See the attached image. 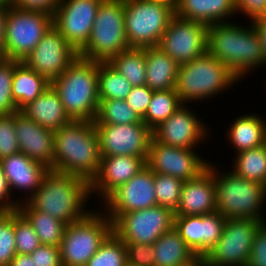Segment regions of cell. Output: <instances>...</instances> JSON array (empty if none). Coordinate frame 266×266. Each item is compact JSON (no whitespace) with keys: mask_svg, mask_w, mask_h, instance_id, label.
Instances as JSON below:
<instances>
[{"mask_svg":"<svg viewBox=\"0 0 266 266\" xmlns=\"http://www.w3.org/2000/svg\"><path fill=\"white\" fill-rule=\"evenodd\" d=\"M207 52L224 63L240 80L256 68L266 67L262 45L251 23L248 27L236 21L208 25Z\"/></svg>","mask_w":266,"mask_h":266,"instance_id":"cell-1","label":"cell"},{"mask_svg":"<svg viewBox=\"0 0 266 266\" xmlns=\"http://www.w3.org/2000/svg\"><path fill=\"white\" fill-rule=\"evenodd\" d=\"M53 171L72 174L89 183L101 163L99 138L94 121H70L54 131Z\"/></svg>","mask_w":266,"mask_h":266,"instance_id":"cell-2","label":"cell"},{"mask_svg":"<svg viewBox=\"0 0 266 266\" xmlns=\"http://www.w3.org/2000/svg\"><path fill=\"white\" fill-rule=\"evenodd\" d=\"M89 198L90 184L87 180L50 170L27 202L35 210L69 225L83 219L91 211L85 207Z\"/></svg>","mask_w":266,"mask_h":266,"instance_id":"cell-3","label":"cell"},{"mask_svg":"<svg viewBox=\"0 0 266 266\" xmlns=\"http://www.w3.org/2000/svg\"><path fill=\"white\" fill-rule=\"evenodd\" d=\"M51 86L58 93L68 117L94 121L99 109L98 62L78 56Z\"/></svg>","mask_w":266,"mask_h":266,"instance_id":"cell-4","label":"cell"},{"mask_svg":"<svg viewBox=\"0 0 266 266\" xmlns=\"http://www.w3.org/2000/svg\"><path fill=\"white\" fill-rule=\"evenodd\" d=\"M217 168V164L209 163L208 169L215 178L216 212L225 219L266 222V210L263 209L266 204V186L243 179L231 170L220 173Z\"/></svg>","mask_w":266,"mask_h":266,"instance_id":"cell-5","label":"cell"},{"mask_svg":"<svg viewBox=\"0 0 266 266\" xmlns=\"http://www.w3.org/2000/svg\"><path fill=\"white\" fill-rule=\"evenodd\" d=\"M239 81L241 82L224 63L206 52L179 65L174 90L182 104L190 105L195 101L198 103L216 97Z\"/></svg>","mask_w":266,"mask_h":266,"instance_id":"cell-6","label":"cell"},{"mask_svg":"<svg viewBox=\"0 0 266 266\" xmlns=\"http://www.w3.org/2000/svg\"><path fill=\"white\" fill-rule=\"evenodd\" d=\"M128 48L124 0H103L97 11L90 38L78 55L95 62H109Z\"/></svg>","mask_w":266,"mask_h":266,"instance_id":"cell-7","label":"cell"},{"mask_svg":"<svg viewBox=\"0 0 266 266\" xmlns=\"http://www.w3.org/2000/svg\"><path fill=\"white\" fill-rule=\"evenodd\" d=\"M93 209L83 219L67 225L60 245L63 266H85L113 232L106 213L101 208Z\"/></svg>","mask_w":266,"mask_h":266,"instance_id":"cell-8","label":"cell"},{"mask_svg":"<svg viewBox=\"0 0 266 266\" xmlns=\"http://www.w3.org/2000/svg\"><path fill=\"white\" fill-rule=\"evenodd\" d=\"M175 9L153 0H124V21L129 47L158 46Z\"/></svg>","mask_w":266,"mask_h":266,"instance_id":"cell-9","label":"cell"},{"mask_svg":"<svg viewBox=\"0 0 266 266\" xmlns=\"http://www.w3.org/2000/svg\"><path fill=\"white\" fill-rule=\"evenodd\" d=\"M53 25V16L7 7L2 51L6 59L23 62Z\"/></svg>","mask_w":266,"mask_h":266,"instance_id":"cell-10","label":"cell"},{"mask_svg":"<svg viewBox=\"0 0 266 266\" xmlns=\"http://www.w3.org/2000/svg\"><path fill=\"white\" fill-rule=\"evenodd\" d=\"M262 221L226 219L223 234L203 257L206 266H247L255 232Z\"/></svg>","mask_w":266,"mask_h":266,"instance_id":"cell-11","label":"cell"},{"mask_svg":"<svg viewBox=\"0 0 266 266\" xmlns=\"http://www.w3.org/2000/svg\"><path fill=\"white\" fill-rule=\"evenodd\" d=\"M175 214L168 208L155 205L143 210L121 214L113 222V232L124 243L153 244L174 228Z\"/></svg>","mask_w":266,"mask_h":266,"instance_id":"cell-12","label":"cell"},{"mask_svg":"<svg viewBox=\"0 0 266 266\" xmlns=\"http://www.w3.org/2000/svg\"><path fill=\"white\" fill-rule=\"evenodd\" d=\"M208 25L174 16L158 48L178 65L188 63L207 52Z\"/></svg>","mask_w":266,"mask_h":266,"instance_id":"cell-13","label":"cell"},{"mask_svg":"<svg viewBox=\"0 0 266 266\" xmlns=\"http://www.w3.org/2000/svg\"><path fill=\"white\" fill-rule=\"evenodd\" d=\"M196 149L164 145L153 137L150 140L146 165L154 172L170 175L183 181L198 178L209 163ZM204 158V159H203Z\"/></svg>","mask_w":266,"mask_h":266,"instance_id":"cell-14","label":"cell"},{"mask_svg":"<svg viewBox=\"0 0 266 266\" xmlns=\"http://www.w3.org/2000/svg\"><path fill=\"white\" fill-rule=\"evenodd\" d=\"M104 156H136L147 160L152 130L144 123L94 124Z\"/></svg>","mask_w":266,"mask_h":266,"instance_id":"cell-15","label":"cell"},{"mask_svg":"<svg viewBox=\"0 0 266 266\" xmlns=\"http://www.w3.org/2000/svg\"><path fill=\"white\" fill-rule=\"evenodd\" d=\"M103 0H60L53 26L79 52L88 42Z\"/></svg>","mask_w":266,"mask_h":266,"instance_id":"cell-16","label":"cell"},{"mask_svg":"<svg viewBox=\"0 0 266 266\" xmlns=\"http://www.w3.org/2000/svg\"><path fill=\"white\" fill-rule=\"evenodd\" d=\"M154 186V172L146 165L116 189L100 207L113 223L121 214L157 205Z\"/></svg>","mask_w":266,"mask_h":266,"instance_id":"cell-17","label":"cell"},{"mask_svg":"<svg viewBox=\"0 0 266 266\" xmlns=\"http://www.w3.org/2000/svg\"><path fill=\"white\" fill-rule=\"evenodd\" d=\"M183 104L167 120L152 131L153 138L168 146L197 149L209 139L206 122L192 108ZM198 115V116H197ZM207 139V140H206ZM196 147V148H195Z\"/></svg>","mask_w":266,"mask_h":266,"instance_id":"cell-18","label":"cell"},{"mask_svg":"<svg viewBox=\"0 0 266 266\" xmlns=\"http://www.w3.org/2000/svg\"><path fill=\"white\" fill-rule=\"evenodd\" d=\"M78 56V52L52 25L23 62L51 83Z\"/></svg>","mask_w":266,"mask_h":266,"instance_id":"cell-19","label":"cell"},{"mask_svg":"<svg viewBox=\"0 0 266 266\" xmlns=\"http://www.w3.org/2000/svg\"><path fill=\"white\" fill-rule=\"evenodd\" d=\"M145 166L146 160L136 156L101 157L99 171L89 183L91 198H94L96 194L97 198H100L99 203L103 204L116 189L129 181Z\"/></svg>","mask_w":266,"mask_h":266,"instance_id":"cell-20","label":"cell"},{"mask_svg":"<svg viewBox=\"0 0 266 266\" xmlns=\"http://www.w3.org/2000/svg\"><path fill=\"white\" fill-rule=\"evenodd\" d=\"M0 167L6 177L12 196L17 195V190L19 194L23 193L20 195V198L21 196L23 198L19 199V203L28 201L39 189L45 175L50 171L46 165L30 159L22 152L1 159ZM15 191L16 193H14Z\"/></svg>","mask_w":266,"mask_h":266,"instance_id":"cell-21","label":"cell"},{"mask_svg":"<svg viewBox=\"0 0 266 266\" xmlns=\"http://www.w3.org/2000/svg\"><path fill=\"white\" fill-rule=\"evenodd\" d=\"M15 130L20 152L53 170L54 131L40 126L21 111L15 112Z\"/></svg>","mask_w":266,"mask_h":266,"instance_id":"cell-22","label":"cell"},{"mask_svg":"<svg viewBox=\"0 0 266 266\" xmlns=\"http://www.w3.org/2000/svg\"><path fill=\"white\" fill-rule=\"evenodd\" d=\"M216 212V188L213 173L207 169L198 178L183 182L175 216L206 215Z\"/></svg>","mask_w":266,"mask_h":266,"instance_id":"cell-23","label":"cell"},{"mask_svg":"<svg viewBox=\"0 0 266 266\" xmlns=\"http://www.w3.org/2000/svg\"><path fill=\"white\" fill-rule=\"evenodd\" d=\"M236 14L235 0H179L175 8L176 16L206 25L232 22Z\"/></svg>","mask_w":266,"mask_h":266,"instance_id":"cell-24","label":"cell"},{"mask_svg":"<svg viewBox=\"0 0 266 266\" xmlns=\"http://www.w3.org/2000/svg\"><path fill=\"white\" fill-rule=\"evenodd\" d=\"M231 123L227 129L228 143L235 152L257 148L266 143V119L259 114L243 113Z\"/></svg>","mask_w":266,"mask_h":266,"instance_id":"cell-25","label":"cell"},{"mask_svg":"<svg viewBox=\"0 0 266 266\" xmlns=\"http://www.w3.org/2000/svg\"><path fill=\"white\" fill-rule=\"evenodd\" d=\"M21 112L40 126L53 131L72 121L68 117L58 93L52 86L25 106Z\"/></svg>","mask_w":266,"mask_h":266,"instance_id":"cell-26","label":"cell"},{"mask_svg":"<svg viewBox=\"0 0 266 266\" xmlns=\"http://www.w3.org/2000/svg\"><path fill=\"white\" fill-rule=\"evenodd\" d=\"M146 83L152 91L175 88L179 65L157 46L145 47Z\"/></svg>","mask_w":266,"mask_h":266,"instance_id":"cell-27","label":"cell"},{"mask_svg":"<svg viewBox=\"0 0 266 266\" xmlns=\"http://www.w3.org/2000/svg\"><path fill=\"white\" fill-rule=\"evenodd\" d=\"M51 83L43 76L29 68L24 62H19L13 72L12 96L18 111L33 102Z\"/></svg>","mask_w":266,"mask_h":266,"instance_id":"cell-28","label":"cell"},{"mask_svg":"<svg viewBox=\"0 0 266 266\" xmlns=\"http://www.w3.org/2000/svg\"><path fill=\"white\" fill-rule=\"evenodd\" d=\"M152 245L155 250V266H186L198 258L174 228L160 236Z\"/></svg>","mask_w":266,"mask_h":266,"instance_id":"cell-29","label":"cell"},{"mask_svg":"<svg viewBox=\"0 0 266 266\" xmlns=\"http://www.w3.org/2000/svg\"><path fill=\"white\" fill-rule=\"evenodd\" d=\"M17 210L32 225L42 245L60 247L67 224L47 213L35 210L27 201L20 203Z\"/></svg>","mask_w":266,"mask_h":266,"instance_id":"cell-30","label":"cell"},{"mask_svg":"<svg viewBox=\"0 0 266 266\" xmlns=\"http://www.w3.org/2000/svg\"><path fill=\"white\" fill-rule=\"evenodd\" d=\"M231 171L236 175L266 186V143L235 153Z\"/></svg>","mask_w":266,"mask_h":266,"instance_id":"cell-31","label":"cell"},{"mask_svg":"<svg viewBox=\"0 0 266 266\" xmlns=\"http://www.w3.org/2000/svg\"><path fill=\"white\" fill-rule=\"evenodd\" d=\"M109 63L132 87L146 83V60L144 48L129 47L113 57Z\"/></svg>","mask_w":266,"mask_h":266,"instance_id":"cell-32","label":"cell"},{"mask_svg":"<svg viewBox=\"0 0 266 266\" xmlns=\"http://www.w3.org/2000/svg\"><path fill=\"white\" fill-rule=\"evenodd\" d=\"M182 105L174 89L153 91L151 102L142 120L153 131Z\"/></svg>","mask_w":266,"mask_h":266,"instance_id":"cell-33","label":"cell"},{"mask_svg":"<svg viewBox=\"0 0 266 266\" xmlns=\"http://www.w3.org/2000/svg\"><path fill=\"white\" fill-rule=\"evenodd\" d=\"M132 85L109 62H98L99 100H125Z\"/></svg>","mask_w":266,"mask_h":266,"instance_id":"cell-34","label":"cell"},{"mask_svg":"<svg viewBox=\"0 0 266 266\" xmlns=\"http://www.w3.org/2000/svg\"><path fill=\"white\" fill-rule=\"evenodd\" d=\"M144 123L142 118L133 111L122 99L100 100L97 117L94 124H131Z\"/></svg>","mask_w":266,"mask_h":266,"instance_id":"cell-35","label":"cell"},{"mask_svg":"<svg viewBox=\"0 0 266 266\" xmlns=\"http://www.w3.org/2000/svg\"><path fill=\"white\" fill-rule=\"evenodd\" d=\"M85 266H127L125 243L112 232Z\"/></svg>","mask_w":266,"mask_h":266,"instance_id":"cell-36","label":"cell"},{"mask_svg":"<svg viewBox=\"0 0 266 266\" xmlns=\"http://www.w3.org/2000/svg\"><path fill=\"white\" fill-rule=\"evenodd\" d=\"M183 180L160 173H154V189L157 205L175 212L179 205Z\"/></svg>","mask_w":266,"mask_h":266,"instance_id":"cell-37","label":"cell"},{"mask_svg":"<svg viewBox=\"0 0 266 266\" xmlns=\"http://www.w3.org/2000/svg\"><path fill=\"white\" fill-rule=\"evenodd\" d=\"M16 254L14 210L0 211V266H9Z\"/></svg>","mask_w":266,"mask_h":266,"instance_id":"cell-38","label":"cell"},{"mask_svg":"<svg viewBox=\"0 0 266 266\" xmlns=\"http://www.w3.org/2000/svg\"><path fill=\"white\" fill-rule=\"evenodd\" d=\"M14 228L17 254H31L41 245L34 228L17 209L14 210Z\"/></svg>","mask_w":266,"mask_h":266,"instance_id":"cell-39","label":"cell"},{"mask_svg":"<svg viewBox=\"0 0 266 266\" xmlns=\"http://www.w3.org/2000/svg\"><path fill=\"white\" fill-rule=\"evenodd\" d=\"M18 60L4 59L0 62V115L18 112L12 96V79Z\"/></svg>","mask_w":266,"mask_h":266,"instance_id":"cell-40","label":"cell"},{"mask_svg":"<svg viewBox=\"0 0 266 266\" xmlns=\"http://www.w3.org/2000/svg\"><path fill=\"white\" fill-rule=\"evenodd\" d=\"M174 229L191 250L201 257V215L175 216Z\"/></svg>","mask_w":266,"mask_h":266,"instance_id":"cell-41","label":"cell"},{"mask_svg":"<svg viewBox=\"0 0 266 266\" xmlns=\"http://www.w3.org/2000/svg\"><path fill=\"white\" fill-rule=\"evenodd\" d=\"M226 219L218 212L201 215V257H204L223 234Z\"/></svg>","mask_w":266,"mask_h":266,"instance_id":"cell-42","label":"cell"},{"mask_svg":"<svg viewBox=\"0 0 266 266\" xmlns=\"http://www.w3.org/2000/svg\"><path fill=\"white\" fill-rule=\"evenodd\" d=\"M18 152L15 113L0 115V160Z\"/></svg>","mask_w":266,"mask_h":266,"instance_id":"cell-43","label":"cell"},{"mask_svg":"<svg viewBox=\"0 0 266 266\" xmlns=\"http://www.w3.org/2000/svg\"><path fill=\"white\" fill-rule=\"evenodd\" d=\"M127 266H155V250L151 244L125 243Z\"/></svg>","mask_w":266,"mask_h":266,"instance_id":"cell-44","label":"cell"},{"mask_svg":"<svg viewBox=\"0 0 266 266\" xmlns=\"http://www.w3.org/2000/svg\"><path fill=\"white\" fill-rule=\"evenodd\" d=\"M153 96V91L146 85L132 87L125 101L130 108L135 111L141 118L146 114L149 103Z\"/></svg>","mask_w":266,"mask_h":266,"instance_id":"cell-45","label":"cell"},{"mask_svg":"<svg viewBox=\"0 0 266 266\" xmlns=\"http://www.w3.org/2000/svg\"><path fill=\"white\" fill-rule=\"evenodd\" d=\"M247 266H266V222L255 232Z\"/></svg>","mask_w":266,"mask_h":266,"instance_id":"cell-46","label":"cell"},{"mask_svg":"<svg viewBox=\"0 0 266 266\" xmlns=\"http://www.w3.org/2000/svg\"><path fill=\"white\" fill-rule=\"evenodd\" d=\"M36 266H63L60 247L52 245H40L30 254Z\"/></svg>","mask_w":266,"mask_h":266,"instance_id":"cell-47","label":"cell"},{"mask_svg":"<svg viewBox=\"0 0 266 266\" xmlns=\"http://www.w3.org/2000/svg\"><path fill=\"white\" fill-rule=\"evenodd\" d=\"M237 14H244L248 21L266 18V0H235Z\"/></svg>","mask_w":266,"mask_h":266,"instance_id":"cell-48","label":"cell"},{"mask_svg":"<svg viewBox=\"0 0 266 266\" xmlns=\"http://www.w3.org/2000/svg\"><path fill=\"white\" fill-rule=\"evenodd\" d=\"M60 0H13L12 7L54 15Z\"/></svg>","mask_w":266,"mask_h":266,"instance_id":"cell-49","label":"cell"},{"mask_svg":"<svg viewBox=\"0 0 266 266\" xmlns=\"http://www.w3.org/2000/svg\"><path fill=\"white\" fill-rule=\"evenodd\" d=\"M6 177L0 167V211L16 210L19 206V200L13 199Z\"/></svg>","mask_w":266,"mask_h":266,"instance_id":"cell-50","label":"cell"},{"mask_svg":"<svg viewBox=\"0 0 266 266\" xmlns=\"http://www.w3.org/2000/svg\"><path fill=\"white\" fill-rule=\"evenodd\" d=\"M254 30L257 33L258 39L262 45L265 57H266V18H259L253 21H250Z\"/></svg>","mask_w":266,"mask_h":266,"instance_id":"cell-51","label":"cell"},{"mask_svg":"<svg viewBox=\"0 0 266 266\" xmlns=\"http://www.w3.org/2000/svg\"><path fill=\"white\" fill-rule=\"evenodd\" d=\"M9 266H36L30 254H16Z\"/></svg>","mask_w":266,"mask_h":266,"instance_id":"cell-52","label":"cell"},{"mask_svg":"<svg viewBox=\"0 0 266 266\" xmlns=\"http://www.w3.org/2000/svg\"><path fill=\"white\" fill-rule=\"evenodd\" d=\"M6 7L0 6V47H3L4 44V35H5V23H6Z\"/></svg>","mask_w":266,"mask_h":266,"instance_id":"cell-53","label":"cell"},{"mask_svg":"<svg viewBox=\"0 0 266 266\" xmlns=\"http://www.w3.org/2000/svg\"><path fill=\"white\" fill-rule=\"evenodd\" d=\"M153 1L164 3V4L172 7L173 9L176 8V6L178 5V2H179V0H153Z\"/></svg>","mask_w":266,"mask_h":266,"instance_id":"cell-54","label":"cell"},{"mask_svg":"<svg viewBox=\"0 0 266 266\" xmlns=\"http://www.w3.org/2000/svg\"><path fill=\"white\" fill-rule=\"evenodd\" d=\"M186 266H206V263L203 257H198L195 261Z\"/></svg>","mask_w":266,"mask_h":266,"instance_id":"cell-55","label":"cell"},{"mask_svg":"<svg viewBox=\"0 0 266 266\" xmlns=\"http://www.w3.org/2000/svg\"><path fill=\"white\" fill-rule=\"evenodd\" d=\"M13 0H0V6L2 7H10L12 5Z\"/></svg>","mask_w":266,"mask_h":266,"instance_id":"cell-56","label":"cell"},{"mask_svg":"<svg viewBox=\"0 0 266 266\" xmlns=\"http://www.w3.org/2000/svg\"><path fill=\"white\" fill-rule=\"evenodd\" d=\"M4 59H5V57H4V54H3L2 48L0 47V62H1L2 60H4Z\"/></svg>","mask_w":266,"mask_h":266,"instance_id":"cell-57","label":"cell"}]
</instances>
